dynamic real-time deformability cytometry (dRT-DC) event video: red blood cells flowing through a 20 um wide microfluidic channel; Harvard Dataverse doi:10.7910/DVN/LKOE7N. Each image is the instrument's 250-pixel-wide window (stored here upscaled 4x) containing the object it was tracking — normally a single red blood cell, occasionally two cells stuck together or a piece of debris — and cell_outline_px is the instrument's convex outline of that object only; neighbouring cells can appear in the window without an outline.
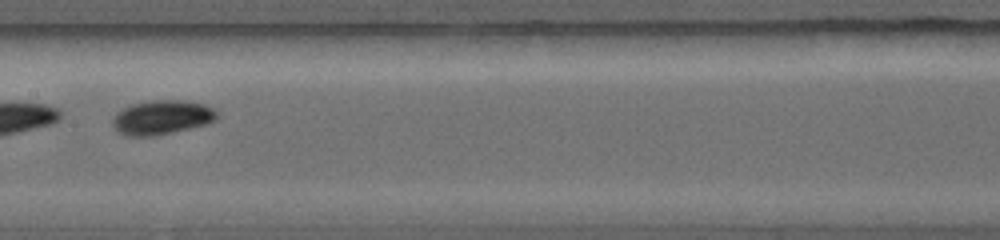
{"species": "common noctule bat (a hibernating species)", "species_latin": "Nyctalus noctula", "temperature_condition": "warm", "stored_images_in_passage": 17, "camera_frame_rate_fps": 5000, "um_per_image_px": 0.085, "animal": {"sex": "female", "body_mass_g": 19.0, "forearm_length_mm": 56.7}, "frame": {"image": 1, "passage_image": 12, "time_ms": 2.8, "image_size_px": [1000, 240], "cell_outline_px": [[220, 112], [216, 120], [208, 124], [172, 132], [152, 136], [128, 136], [120, 132], [112, 124], [112, 116], [116, 112], [132, 104], [152, 100], [184, 100], [204, 104]], "centroid_in_image_um": [13.79, 9.97], "position_along_channel_um": 193.6, "area_um2": 20.92}}